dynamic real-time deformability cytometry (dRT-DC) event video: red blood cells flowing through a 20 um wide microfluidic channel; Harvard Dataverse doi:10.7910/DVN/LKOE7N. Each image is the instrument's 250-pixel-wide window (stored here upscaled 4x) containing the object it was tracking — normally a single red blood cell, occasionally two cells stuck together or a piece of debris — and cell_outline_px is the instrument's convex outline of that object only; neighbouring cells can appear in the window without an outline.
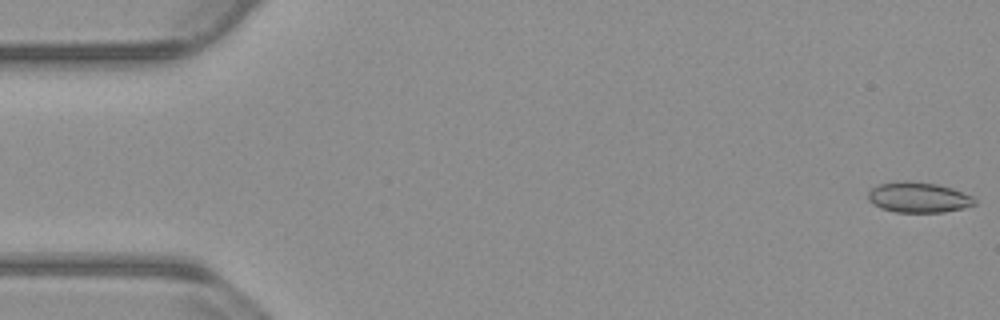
{"species": "common noctule bat (a hibernating species)", "species_latin": "Nyctalus noctula", "temperature_condition": "warm", "stored_images_in_passage": 8, "camera_frame_rate_fps": 3000, "um_per_image_px": 0.085, "animal": {"sex": "male", "body_mass_g": 23.1, "forearm_length_mm": 52.7}, "frame": {"image": 1, "passage_image": 1, "time_ms": 0.0, "image_size_px": [1000, 320], "cell_outline_px": [[976, 204], [964, 208], [944, 212], [896, 212], [880, 208], [872, 204], [868, 200], [868, 192], [876, 184], [904, 180], [908, 180], [936, 184], [952, 188], [972, 196], [976, 200]], "centroid_in_image_um": [78.04, 16.77], "position_along_channel_um": 7.0, "area_um2": 19.07}}